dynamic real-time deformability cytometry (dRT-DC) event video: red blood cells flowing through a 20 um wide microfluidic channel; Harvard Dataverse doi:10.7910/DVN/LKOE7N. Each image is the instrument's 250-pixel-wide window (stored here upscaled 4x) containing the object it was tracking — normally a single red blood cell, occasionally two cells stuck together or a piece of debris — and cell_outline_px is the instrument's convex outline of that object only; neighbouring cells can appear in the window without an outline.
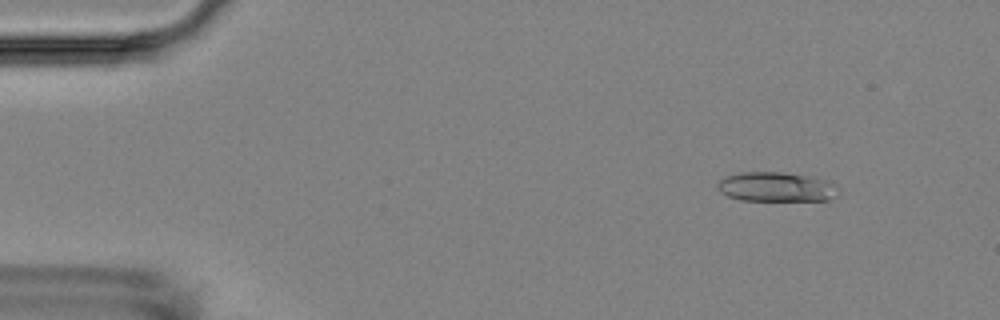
{"species": "Egyptian fruit bat (a non-hibernating species)", "species_latin": "Rousettus aegyptiacus", "temperature_condition": "room temperature", "stored_images_in_passage": 4, "camera_frame_rate_fps": 3000, "um_per_image_px": 0.085, "animal": {"sex": "female"}, "frame": {"image": 1, "passage_image": 1, "time_ms": 0.0, "image_size_px": [1000, 320], "cell_outline_px": [[836, 196], [828, 200], [740, 200], [728, 196], [720, 192], [716, 188], [716, 184], [720, 180], [728, 176], [740, 172], [780, 172], [804, 176], [824, 180], [836, 184]], "centroid_in_image_um": [65.92, 15.89], "position_along_channel_um": 19.1, "area_um2": 20.46}}
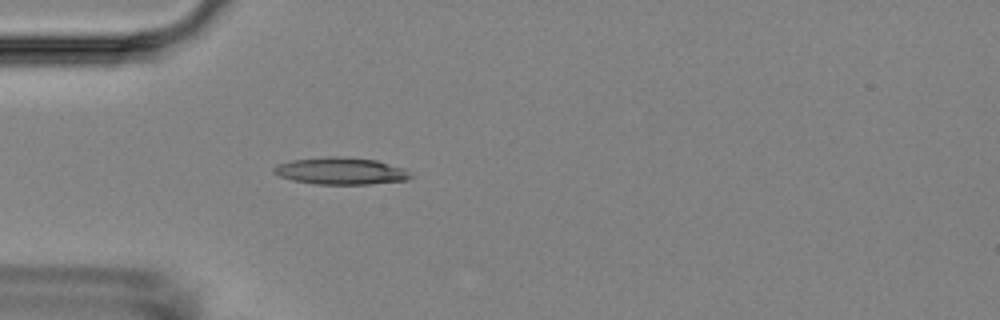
{"frame": {"image": 2, "passage_image": 4, "time_ms": 3.333, "image_size_px": [1000, 320], "cell_outline_px": [[412, 176], [408, 180], [368, 184], [316, 184], [292, 180], [280, 176], [272, 172], [272, 168], [280, 164], [292, 160], [324, 156], [344, 156], [376, 160], [404, 168], [412, 172]], "centroid_in_image_um": [28.99, 14.53], "position_along_channel_um": 56.0, "area_um2": 21.68}}